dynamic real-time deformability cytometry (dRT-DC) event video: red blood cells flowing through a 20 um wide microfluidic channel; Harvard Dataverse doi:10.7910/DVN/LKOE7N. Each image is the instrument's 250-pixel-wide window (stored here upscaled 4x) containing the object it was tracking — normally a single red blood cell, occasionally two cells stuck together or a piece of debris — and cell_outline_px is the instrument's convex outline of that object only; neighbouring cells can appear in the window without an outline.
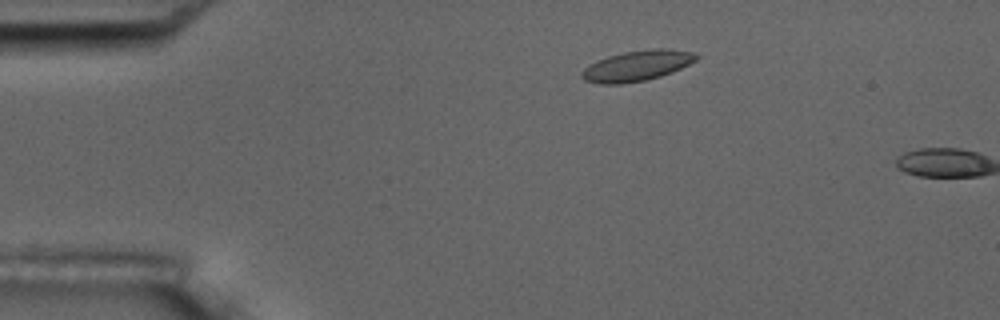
{"species": "common noctule bat (a hibernating species)", "species_latin": "Nyctalus noctula", "temperature_condition": "room temperature", "stored_images_in_passage": 3, "camera_frame_rate_fps": 3000, "um_per_image_px": 0.085, "animal": {"sex": "male", "body_mass_g": 17.5, "forearm_length_mm": 52.3}, "frame": {"image": 1, "passage_image": 2, "time_ms": 1.333, "image_size_px": [1000, 320], "cell_outline_px": [[700, 56], [696, 60], [672, 72], [660, 76], [644, 80], [620, 84], [600, 84], [584, 80], [580, 76], [580, 72], [588, 64], [608, 56], [624, 52], [652, 48], [664, 48], [692, 52]], "centroid_in_image_um": [54.1, 5.58], "position_along_channel_um": 30.9, "area_um2": 20.29}}